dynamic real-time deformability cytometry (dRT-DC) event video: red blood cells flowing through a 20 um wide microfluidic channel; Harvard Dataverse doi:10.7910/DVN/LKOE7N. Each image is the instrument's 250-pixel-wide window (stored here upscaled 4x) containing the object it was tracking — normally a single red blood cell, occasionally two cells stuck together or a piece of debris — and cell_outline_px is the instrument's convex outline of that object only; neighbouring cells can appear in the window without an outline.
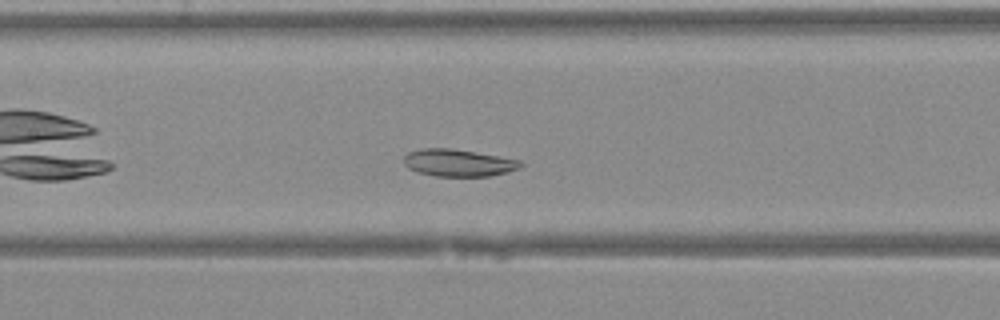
{"species": "Egyptian fruit bat (a non-hibernating species)", "species_latin": "Rousettus aegyptiacus", "temperature_condition": "warm", "stored_images_in_passage": 30, "camera_frame_rate_fps": 3000, "um_per_image_px": 0.085, "animal": {"sex": "female"}, "frame": {"image": 1, "passage_image": 9, "time_ms": 2.667, "image_size_px": [1000, 320], "cell_outline_px": [[524, 164], [520, 168], [508, 172], [488, 176], [436, 176], [416, 172], [408, 168], [404, 164], [404, 156], [408, 152], [420, 148], [452, 148], [476, 152], [520, 160]], "centroid_in_image_um": [38.94, 13.83], "position_along_channel_um": 168.5, "area_um2": 18.61}}
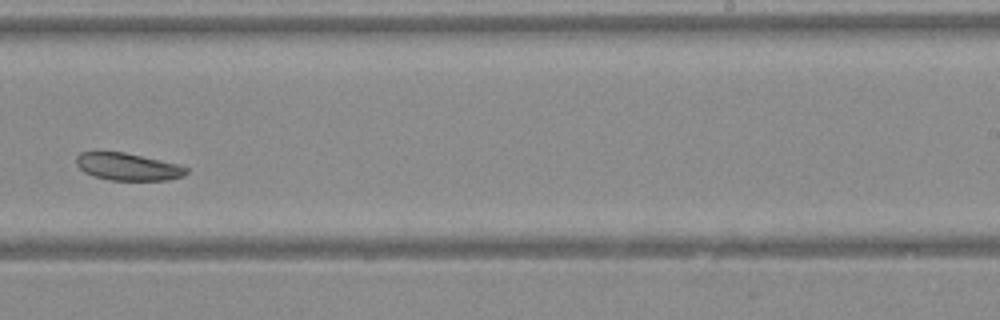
{"frame": {"image": 2, "passage_image": 16, "time_ms": 5.0, "image_size_px": [1000, 320], "cell_outline_px": [[188, 172], [184, 176], [168, 180], [108, 180], [92, 176], [84, 172], [76, 164], [76, 156], [80, 152], [96, 148], [124, 152], [180, 164], [188, 168]], "centroid_in_image_um": [10.8, 14.13], "position_along_channel_um": 278.2, "area_um2": 18.32}}
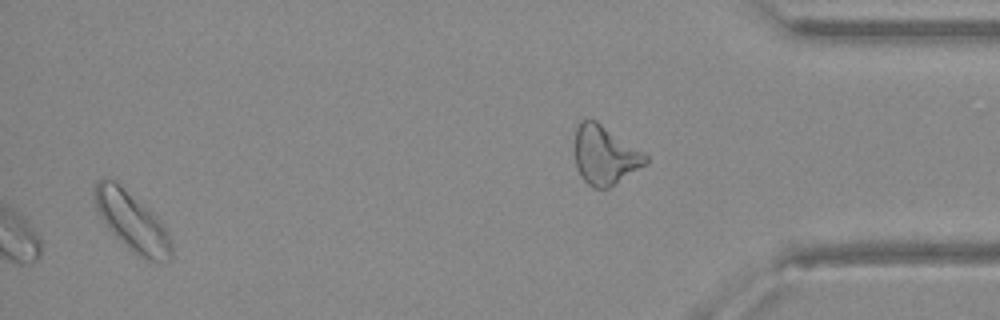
{"frame": {"image": 3, "passage_image": 30, "time_ms": 9.667, "image_size_px": [1000, 320], "cell_outline_px": [[172, 260], [164, 264], [160, 264], [144, 260], [132, 252], [108, 228], [100, 216], [96, 208], [92, 192], [96, 180], [116, 180], [148, 208], [156, 216], [168, 232], [172, 244]], "centroid_in_image_um": [11.25, 18.88], "position_along_channel_um": 424.0, "area_um2": 26.82}}